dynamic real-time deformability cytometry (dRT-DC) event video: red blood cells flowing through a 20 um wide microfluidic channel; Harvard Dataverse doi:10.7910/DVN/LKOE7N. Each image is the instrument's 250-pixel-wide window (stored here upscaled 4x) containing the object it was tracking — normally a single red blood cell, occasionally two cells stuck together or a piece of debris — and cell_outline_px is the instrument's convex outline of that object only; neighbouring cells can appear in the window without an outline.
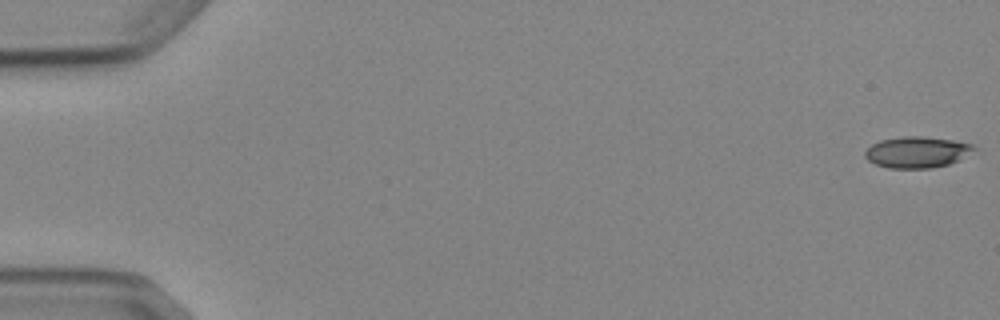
{"species": "Egyptian fruit bat (a non-hibernating species)", "species_latin": "Rousettus aegyptiacus", "temperature_condition": "cold", "stored_images_in_passage": 5, "camera_frame_rate_fps": 3000, "um_per_image_px": 0.085, "animal": {"sex": "female"}, "frame": {"image": 1, "passage_image": 1, "time_ms": 0.0, "image_size_px": [1000, 320], "cell_outline_px": [[980, 148], [948, 164], [932, 168], [888, 168], [876, 164], [868, 160], [864, 156], [864, 152], [872, 144], [880, 140], [904, 136], [924, 136], [952, 140], [972, 144]], "centroid_in_image_um": [77.94, 12.92], "position_along_channel_um": 7.1, "area_um2": 19.77}}
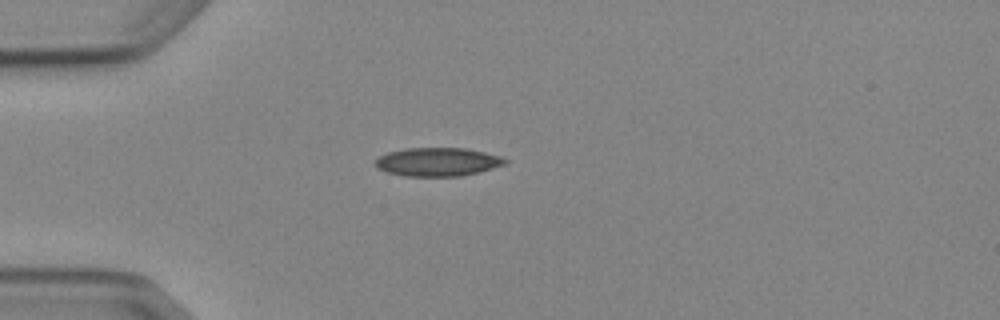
{"frame": {"image": 2, "passage_image": 5, "time_ms": 4.667, "image_size_px": [1000, 320], "cell_outline_px": [[508, 160], [504, 164], [480, 172], [460, 176], [404, 176], [388, 172], [376, 168], [376, 160], [380, 156], [388, 152], [404, 148], [464, 148], [484, 152], [500, 156]], "centroid_in_image_um": [37.19, 13.76], "position_along_channel_um": 47.8, "area_um2": 21.44}}